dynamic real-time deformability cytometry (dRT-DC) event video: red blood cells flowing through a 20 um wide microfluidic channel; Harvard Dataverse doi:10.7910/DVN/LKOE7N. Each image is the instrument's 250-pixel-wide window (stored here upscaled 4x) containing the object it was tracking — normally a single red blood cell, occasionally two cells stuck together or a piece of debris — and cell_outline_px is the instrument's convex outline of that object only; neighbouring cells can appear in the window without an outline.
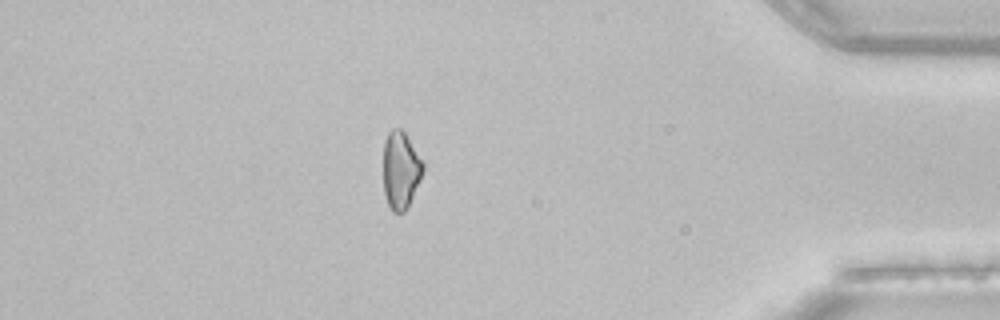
{"species": "common noctule bat (a hibernating species)", "species_latin": "Nyctalus noctula", "temperature_condition": "room temperature", "stored_images_in_passage": 35, "camera_frame_rate_fps": 3000, "um_per_image_px": 0.085, "animal": {"sex": "female", "body_mass_g": 22.7, "forearm_length_mm": 54.2}, "frame": {"image": 1, "passage_image": 30, "time_ms": 9.667, "image_size_px": [1000, 320], "cell_outline_px": [[424, 168], [420, 180], [404, 212], [392, 212], [388, 204], [384, 192], [384, 140], [388, 132], [392, 128], [400, 128], [404, 132], [424, 164]], "centroid_in_image_um": [34.04, 14.44], "position_along_channel_um": 401.2, "area_um2": 17.57}}